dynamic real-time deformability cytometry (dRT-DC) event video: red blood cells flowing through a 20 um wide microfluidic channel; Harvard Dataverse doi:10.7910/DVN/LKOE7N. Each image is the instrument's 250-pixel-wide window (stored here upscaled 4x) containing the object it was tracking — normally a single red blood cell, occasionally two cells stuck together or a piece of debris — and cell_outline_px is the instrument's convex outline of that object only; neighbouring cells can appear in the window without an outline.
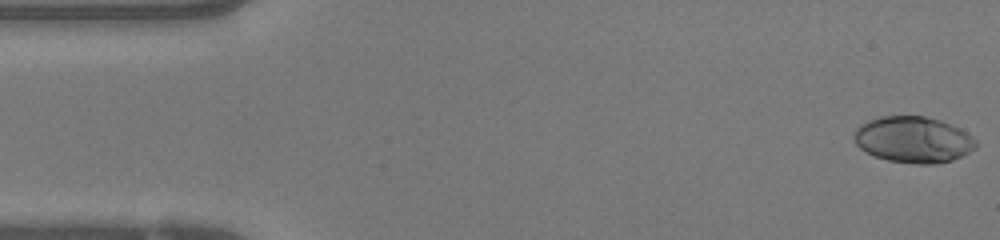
{"species": "human", "species_latin": "Homo sapiens", "temperature_condition": "warm", "stored_images_in_passage": 48, "camera_frame_rate_fps": 3000, "um_per_image_px": 0.085, "donor": {"sex": "female"}, "frame": {"image": 1, "passage_image": 1, "time_ms": 0.0, "image_size_px": [1000, 240], "cell_outline_px": [[976, 148], [952, 160], [932, 164], [916, 164], [888, 160], [872, 156], [860, 148], [856, 144], [852, 136], [856, 128], [860, 124], [868, 120], [880, 116], [924, 116], [940, 120], [960, 128], [972, 136], [976, 140]], "centroid_in_image_um": [77.59, 11.86], "position_along_channel_um": 7.4, "area_um2": 32.95}}
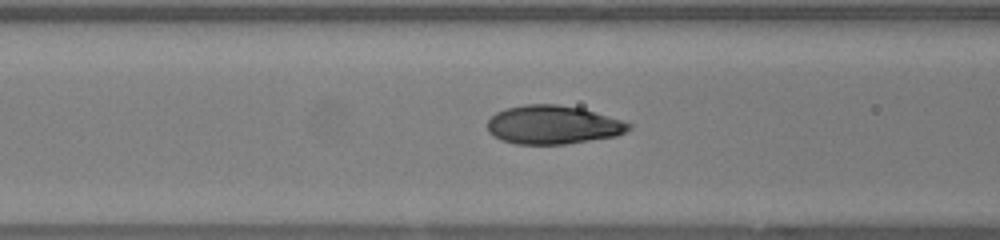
{"frame": {"image": 2, "passage_image": 18, "time_ms": 5.667, "image_size_px": [1000, 240], "cell_outline_px": [[632, 128], [616, 136], [568, 144], [516, 144], [500, 140], [492, 136], [488, 132], [488, 120], [496, 112], [504, 108], [524, 104], [556, 104], [580, 108], [620, 120], [632, 124]], "centroid_in_image_um": [46.95, 10.62], "position_along_channel_um": 119.6, "area_um2": 31.85}}
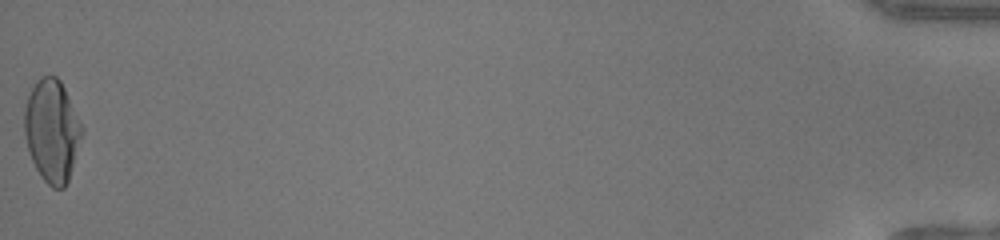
{"frame": {"image": 3, "passage_image": 48, "time_ms": 15.667, "image_size_px": [1000, 240], "cell_outline_px": [[84, 132], [68, 180], [64, 188], [52, 188], [40, 176], [28, 152], [24, 136], [24, 108], [28, 96], [36, 80], [40, 76], [56, 76], [60, 80], [84, 128]], "centroid_in_image_um": [4.41, 11.11], "position_along_channel_um": 430.8, "area_um2": 34.45}, "authors_computed_cell_mechanics": {"area_um2": 31.8767, "velocity_mm_per_s": 4.2212, "shape_relaxation_time_tau1_ms": 7.0223, "shape_relaxation_time_tau2_ms": null, "deformation_change_tau1": 0.3119, "deformation_change_tau2": null}}